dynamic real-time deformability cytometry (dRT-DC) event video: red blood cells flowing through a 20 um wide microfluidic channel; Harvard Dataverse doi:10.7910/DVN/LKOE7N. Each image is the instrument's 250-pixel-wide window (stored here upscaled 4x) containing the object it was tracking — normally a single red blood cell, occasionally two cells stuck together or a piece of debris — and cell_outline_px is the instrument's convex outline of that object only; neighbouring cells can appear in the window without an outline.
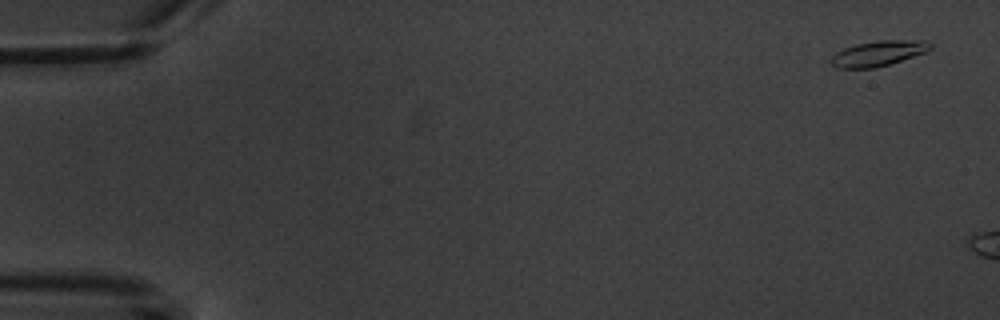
{"species": "common noctule bat (a hibernating species)", "species_latin": "Nyctalus noctula", "temperature_condition": "warm", "stored_images_in_passage": 5, "segment_of_instrument_passage": [2, 2], "camera_frame_rate_fps": 3000, "um_per_image_px": 0.085, "animal": {"sex": "male", "body_mass_g": 20.1, "forearm_length_mm": 53.5}, "frame": {"image": 1, "passage_image": 5, "time_ms": 6.0, "image_size_px": [1000, 320], "cell_outline_px": [[932, 48], [924, 52], [876, 68], [836, 68], [832, 64], [832, 56], [836, 52], [844, 48], [856, 44], [876, 40], [928, 40], [932, 44]], "centroid_in_image_um": [74.66, 4.52], "position_along_channel_um": 10.3, "area_um2": 14.51}}